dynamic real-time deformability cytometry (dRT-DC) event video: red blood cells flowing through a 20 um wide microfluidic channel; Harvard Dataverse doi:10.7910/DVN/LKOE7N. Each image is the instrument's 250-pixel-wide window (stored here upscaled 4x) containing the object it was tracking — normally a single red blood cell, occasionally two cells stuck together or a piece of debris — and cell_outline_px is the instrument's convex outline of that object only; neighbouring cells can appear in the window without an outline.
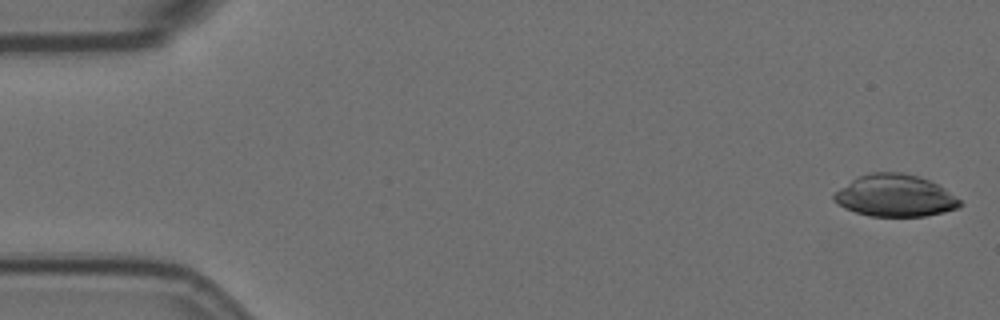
{"species": "Egyptian fruit bat (a non-hibernating species)", "species_latin": "Rousettus aegyptiacus", "temperature_condition": "room temperature", "stored_images_in_passage": 5, "camera_frame_rate_fps": 3000, "um_per_image_px": 0.085, "animal": {"sex": "female"}, "frame": {"image": 1, "passage_image": 1, "time_ms": 0.0, "image_size_px": [1000, 320], "cell_outline_px": [[964, 204], [960, 208], [944, 212], [924, 216], [868, 216], [844, 208], [836, 204], [832, 200], [832, 196], [840, 188], [856, 176], [868, 172], [904, 172], [928, 180], [944, 188], [956, 196]], "centroid_in_image_um": [76.06, 16.63], "position_along_channel_um": 8.9, "area_um2": 31.1}}
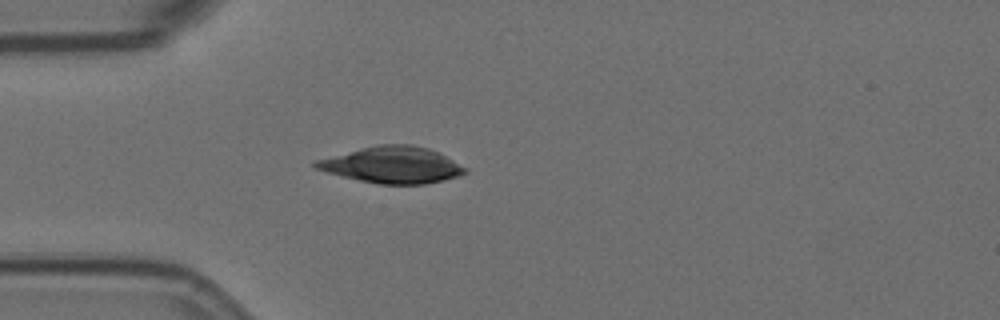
{"frame": {"image": 2, "passage_image": 5, "time_ms": 4.667, "image_size_px": [1000, 320], "cell_outline_px": [[468, 172], [456, 176], [424, 184], [376, 184], [328, 172], [316, 168], [312, 164], [312, 160], [360, 148], [380, 144], [412, 144], [428, 148], [468, 168]], "centroid_in_image_um": [33.29, 14.0], "position_along_channel_um": 51.7, "area_um2": 31.44}}